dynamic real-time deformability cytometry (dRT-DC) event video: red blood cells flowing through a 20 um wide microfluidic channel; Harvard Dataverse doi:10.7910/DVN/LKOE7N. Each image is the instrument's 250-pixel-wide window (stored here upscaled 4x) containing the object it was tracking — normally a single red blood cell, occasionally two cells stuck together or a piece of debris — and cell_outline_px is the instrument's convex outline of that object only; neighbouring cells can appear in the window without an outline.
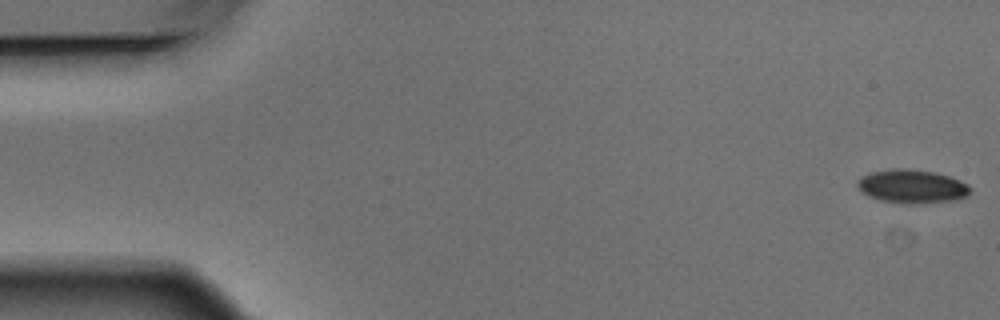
{"species": "Egyptian fruit bat (a non-hibernating species)", "species_latin": "Rousettus aegyptiacus", "temperature_condition": "warm", "stored_images_in_passage": 5, "camera_frame_rate_fps": 3000, "um_per_image_px": 0.085, "animal": {"sex": "male"}, "frame": {"image": 1, "passage_image": 1, "time_ms": 0.0, "image_size_px": [1000, 320], "cell_outline_px": [[972, 192], [968, 196], [960, 200], [912, 204], [908, 204], [884, 200], [872, 196], [864, 192], [856, 184], [856, 180], [860, 176], [868, 172], [892, 168], [908, 168], [936, 172], [960, 180], [968, 184], [972, 188]], "centroid_in_image_um": [77.58, 15.82], "position_along_channel_um": 7.4, "area_um2": 22.37}}
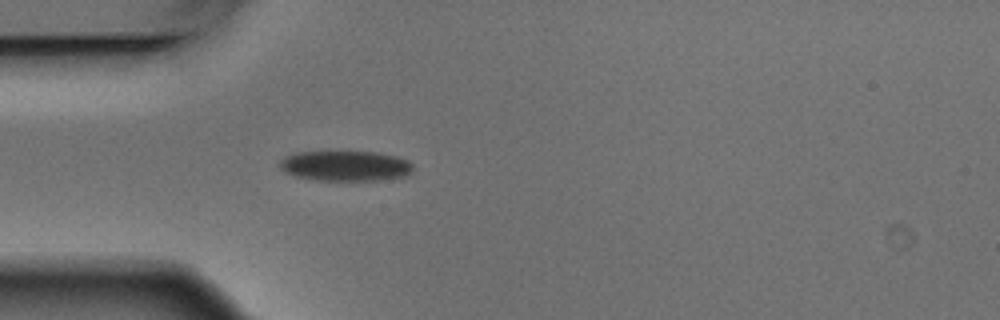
{"frame": {"image": 2, "passage_image": 5, "time_ms": 1.333, "image_size_px": [1000, 320], "cell_outline_px": [[412, 172], [408, 176], [380, 180], [316, 180], [296, 176], [284, 172], [280, 168], [280, 160], [284, 156], [296, 152], [376, 152], [396, 156], [408, 160], [412, 164]], "centroid_in_image_um": [29.37, 14.1], "position_along_channel_um": 55.6, "area_um2": 23.58}}